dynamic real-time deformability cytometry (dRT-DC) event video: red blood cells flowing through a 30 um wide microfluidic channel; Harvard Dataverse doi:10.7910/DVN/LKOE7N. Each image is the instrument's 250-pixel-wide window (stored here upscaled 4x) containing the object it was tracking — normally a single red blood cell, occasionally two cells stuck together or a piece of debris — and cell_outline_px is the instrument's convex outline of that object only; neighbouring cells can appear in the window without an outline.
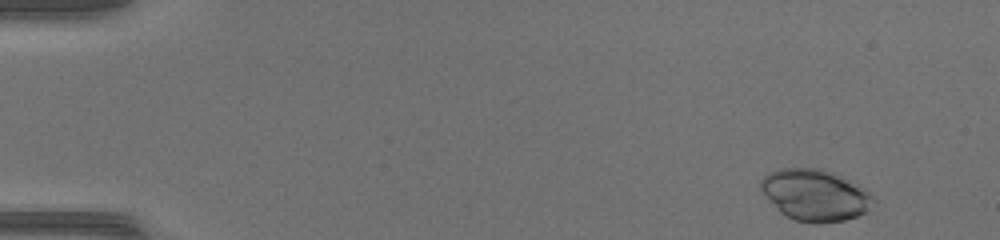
{"species": "common noctule bat (a hibernating species)", "species_latin": "Nyctalus noctula", "temperature_condition": "warm", "stored_images_in_passage": 48, "camera_frame_rate_fps": 3000, "um_per_image_px": 0.085, "animal": {"sex": "female", "body_mass_g": 17.0, "forearm_length_mm": 48.0}, "frame": {"image": 1, "passage_image": 2, "time_ms": 0.333, "image_size_px": [1000, 240], "cell_outline_px": [[876, 200], [868, 212], [844, 220], [816, 224], [812, 224], [796, 220], [780, 212], [776, 208], [760, 188], [760, 180], [768, 172], [784, 168], [820, 168], [832, 172], [864, 188]], "centroid_in_image_um": [69.29, 16.59], "position_along_channel_um": 15.7, "area_um2": 33.64}}